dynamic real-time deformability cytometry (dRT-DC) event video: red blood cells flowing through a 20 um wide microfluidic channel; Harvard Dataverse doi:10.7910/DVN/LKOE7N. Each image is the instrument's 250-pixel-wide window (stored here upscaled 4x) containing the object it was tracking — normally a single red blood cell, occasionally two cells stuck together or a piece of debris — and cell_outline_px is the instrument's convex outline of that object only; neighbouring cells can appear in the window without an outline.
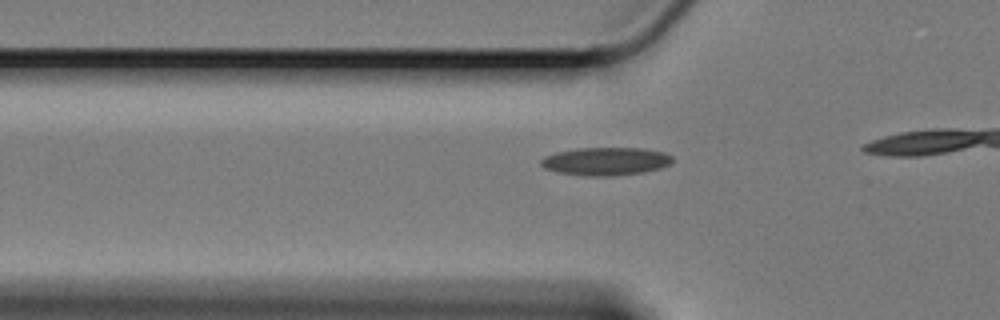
{"species": "Egyptian fruit bat (a non-hibernating species)", "species_latin": "Rousettus aegyptiacus", "temperature_condition": "cold", "stored_images_in_passage": 20, "camera_frame_rate_fps": 3000, "um_per_image_px": 0.085, "animal": {"sex": "female"}, "frame": {"image": 1, "passage_image": 14, "time_ms": 4.333, "image_size_px": [1000, 320], "cell_outline_px": [[672, 160], [668, 164], [660, 168], [644, 172], [612, 176], [588, 176], [560, 172], [544, 168], [540, 164], [540, 160], [544, 156], [556, 152], [576, 148], [644, 148], [664, 152], [672, 156]], "centroid_in_image_um": [51.47, 13.7], "position_along_channel_um": 74.3, "area_um2": 21.44}}
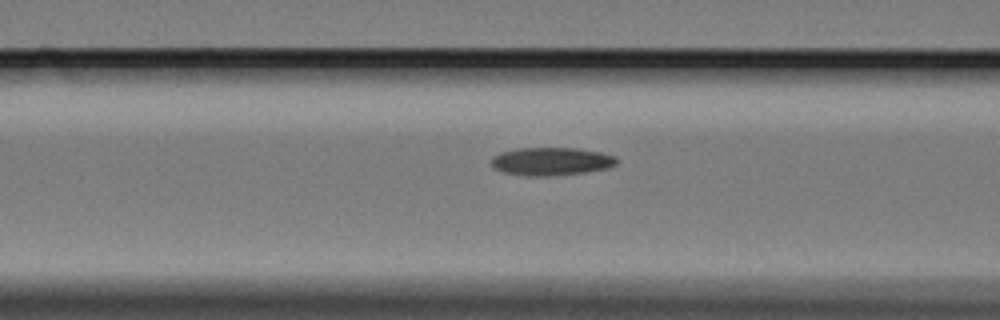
{"frame": {"image": 2, "passage_image": 18, "time_ms": 5.667, "image_size_px": [1000, 320], "cell_outline_px": [[616, 164], [608, 168], [584, 172], [556, 176], [524, 176], [504, 172], [496, 168], [492, 164], [492, 156], [500, 152], [516, 148], [576, 148], [600, 152], [616, 156]], "centroid_in_image_um": [46.85, 13.72], "position_along_channel_um": 119.8, "area_um2": 20.52}}